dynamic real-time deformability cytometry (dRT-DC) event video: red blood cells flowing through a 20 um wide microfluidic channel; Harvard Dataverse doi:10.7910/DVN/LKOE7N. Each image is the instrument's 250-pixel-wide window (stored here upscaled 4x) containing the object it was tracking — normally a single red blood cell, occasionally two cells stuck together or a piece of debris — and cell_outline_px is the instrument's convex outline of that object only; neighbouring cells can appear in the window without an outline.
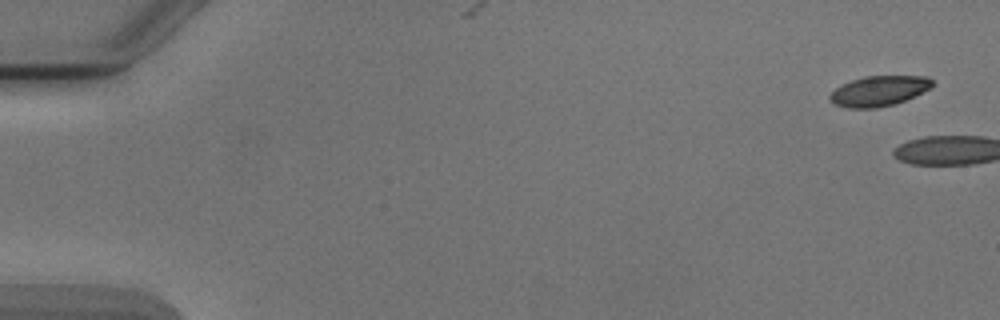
{"species": "Egyptian fruit bat (a non-hibernating species)", "species_latin": "Rousettus aegyptiacus", "temperature_condition": "cold", "stored_images_in_passage": 3, "camera_frame_rate_fps": 3000, "um_per_image_px": 0.085, "animal": {"sex": "male"}, "frame": {"image": 1, "passage_image": 1, "time_ms": 0.0, "image_size_px": [1000, 320], "cell_outline_px": [[932, 88], [904, 100], [892, 104], [876, 108], [848, 108], [836, 104], [828, 100], [828, 96], [840, 84], [864, 76], [928, 76], [932, 80]], "centroid_in_image_um": [74.68, 7.72], "position_along_channel_um": 10.3, "area_um2": 17.98}}